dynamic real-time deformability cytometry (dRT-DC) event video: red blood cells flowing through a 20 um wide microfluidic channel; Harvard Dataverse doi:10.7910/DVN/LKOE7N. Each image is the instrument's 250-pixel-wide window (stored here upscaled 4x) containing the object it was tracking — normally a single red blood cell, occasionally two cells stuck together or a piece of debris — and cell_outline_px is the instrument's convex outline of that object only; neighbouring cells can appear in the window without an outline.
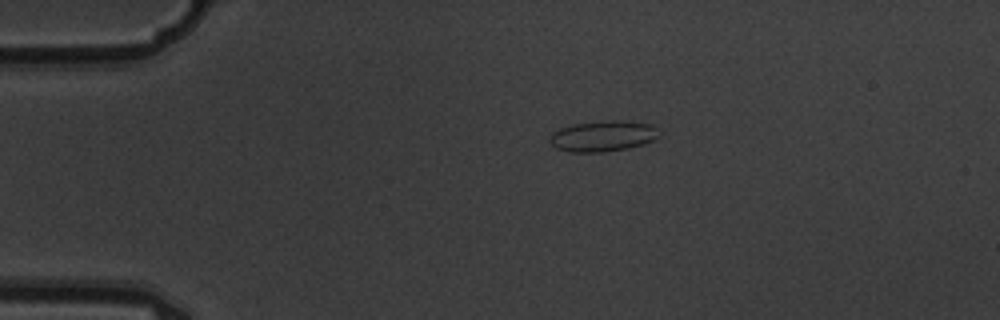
{"species": "common noctule bat (a hibernating species)", "species_latin": "Nyctalus noctula", "temperature_condition": "warm", "stored_images_in_passage": 4, "camera_frame_rate_fps": 3000, "um_per_image_px": 0.085, "animal": {"sex": "male", "body_mass_g": 19.5, "forearm_length_mm": 54.6}, "frame": {"image": 1, "passage_image": 1, "time_ms": 0.0, "image_size_px": [1000, 320], "cell_outline_px": [[660, 136], [644, 144], [628, 148], [604, 152], [568, 152], [556, 148], [552, 144], [552, 132], [560, 128], [572, 124], [608, 120], [620, 120], [652, 124], [656, 128]], "centroid_in_image_um": [51.27, 11.56], "position_along_channel_um": 33.7, "area_um2": 19.59}}